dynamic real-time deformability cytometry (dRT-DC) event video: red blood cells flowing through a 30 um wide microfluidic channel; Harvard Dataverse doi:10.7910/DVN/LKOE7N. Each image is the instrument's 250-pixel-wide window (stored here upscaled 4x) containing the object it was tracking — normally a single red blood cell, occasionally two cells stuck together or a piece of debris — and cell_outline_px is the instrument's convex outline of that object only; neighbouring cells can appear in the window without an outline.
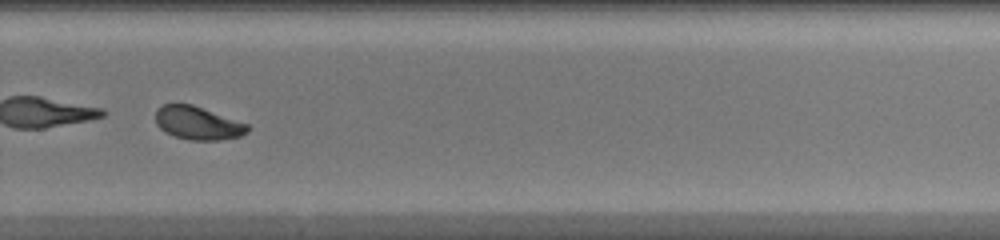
{"species": "common noctule bat (a hibernating species)", "species_latin": "Nyctalus noctula", "temperature_condition": "warm", "stored_images_in_passage": 50, "camera_frame_rate_fps": 3000, "um_per_image_px": 0.085, "animal": {"sex": "female", "body_mass_g": 20.0, "forearm_length_mm": 54.0}, "frame": {"image": 1, "passage_image": 36, "time_ms": 11.667, "image_size_px": [1000, 240], "cell_outline_px": [[248, 132], [240, 136], [220, 140], [188, 140], [164, 132], [156, 124], [156, 108], [164, 104], [192, 104], [248, 124]], "centroid_in_image_um": [16.79, 10.46], "position_along_channel_um": 313.0, "area_um2": 17.74}, "authors_computed_cell_mechanics": {"area_um2": 18.5538, "velocity_mm_per_s": 4.2165, "shape_relaxation_time_tau1_ms": 1.6664, "shape_relaxation_time_tau2_ms": 0.5059, "deformation_change_tau1": 0.3042, "deformation_change_tau2": 0.0581}}